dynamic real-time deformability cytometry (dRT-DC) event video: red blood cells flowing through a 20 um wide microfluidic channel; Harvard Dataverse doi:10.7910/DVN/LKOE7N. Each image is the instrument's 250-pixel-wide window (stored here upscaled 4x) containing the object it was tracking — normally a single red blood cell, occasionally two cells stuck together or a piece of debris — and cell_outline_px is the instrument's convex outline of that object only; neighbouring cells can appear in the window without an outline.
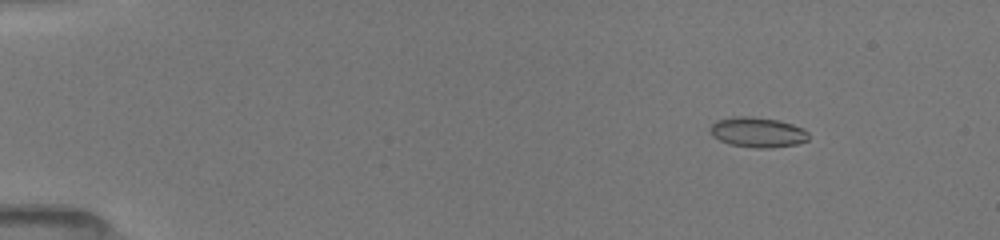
{"species": "common noctule bat (a hibernating species)", "species_latin": "Nyctalus noctula", "temperature_condition": "room temperature", "stored_images_in_passage": 11, "camera_frame_rate_fps": 3000, "um_per_image_px": 0.085, "animal": {"sex": "female", "body_mass_g": 19.5, "forearm_length_mm": 54.1}, "frame": {"image": 1, "passage_image": 4, "time_ms": 1.667, "image_size_px": [1000, 240], "cell_outline_px": [[808, 140], [796, 144], [772, 148], [756, 148], [728, 144], [712, 136], [708, 128], [716, 120], [736, 116], [752, 116], [776, 120], [792, 124], [804, 128], [808, 132]], "centroid_in_image_um": [64.37, 11.24], "position_along_channel_um": 20.6, "area_um2": 17.4}}
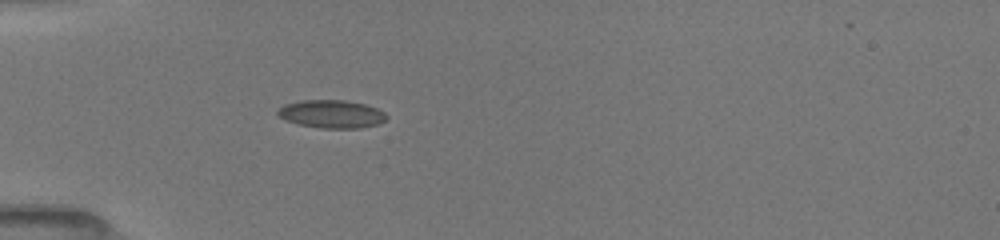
{"frame": {"image": 2, "passage_image": 9, "time_ms": 5.0, "image_size_px": [1000, 240], "cell_outline_px": [[388, 116], [384, 120], [376, 124], [360, 128], [320, 128], [300, 124], [284, 120], [276, 112], [284, 104], [304, 100], [344, 100], [364, 104], [376, 108], [384, 112]], "centroid_in_image_um": [28.17, 9.69], "position_along_channel_um": 56.8, "area_um2": 17.57}}
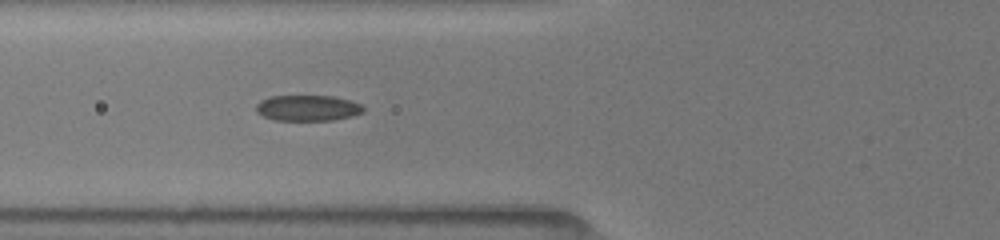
{"frame": {"image": 3, "passage_image": 11, "time_ms": 6.333, "image_size_px": [1000, 240], "cell_outline_px": [[364, 112], [352, 116], [332, 120], [272, 120], [256, 112], [256, 104], [260, 100], [272, 96], [332, 96], [348, 100], [360, 104], [364, 108]], "centroid_in_image_um": [26.13, 9.18], "position_along_channel_um": 99.7, "area_um2": 16.07}}